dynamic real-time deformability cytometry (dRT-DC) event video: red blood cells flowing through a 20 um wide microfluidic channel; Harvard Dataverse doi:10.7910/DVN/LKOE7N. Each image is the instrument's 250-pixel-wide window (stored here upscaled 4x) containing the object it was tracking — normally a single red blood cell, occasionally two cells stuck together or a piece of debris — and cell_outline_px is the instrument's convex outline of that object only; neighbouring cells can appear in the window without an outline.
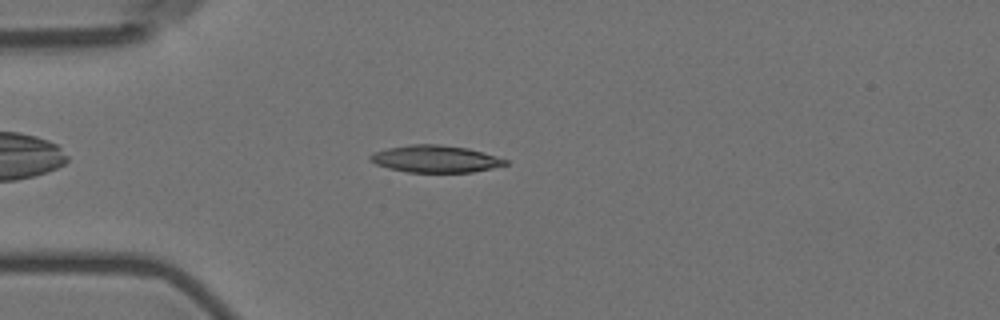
{"species": "Egyptian fruit bat (a non-hibernating species)", "species_latin": "Rousettus aegyptiacus", "temperature_condition": "room temperature", "stored_images_in_passage": 9, "camera_frame_rate_fps": 3000, "um_per_image_px": 0.085, "animal": {"sex": "female"}, "frame": {"image": 1, "passage_image": 2, "time_ms": 1.333, "image_size_px": [1000, 320], "cell_outline_px": [[508, 164], [492, 168], [472, 172], [408, 172], [388, 168], [376, 164], [368, 160], [368, 156], [372, 152], [388, 148], [408, 144], [440, 144], [468, 148], [496, 156], [508, 160]], "centroid_in_image_um": [36.97, 13.5], "position_along_channel_um": 48.0, "area_um2": 21.44}}
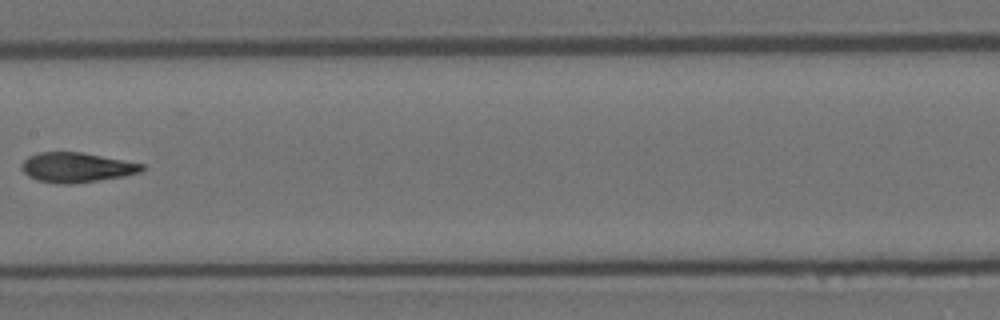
{"frame": {"image": 2, "passage_image": 6, "time_ms": 6.0, "image_size_px": [1000, 320], "cell_outline_px": [[144, 168], [140, 172], [124, 176], [72, 184], [56, 184], [36, 180], [28, 176], [20, 168], [20, 164], [28, 156], [40, 152], [84, 152], [144, 164]], "centroid_in_image_um": [6.47, 14.23], "position_along_channel_um": 200.9, "area_um2": 21.04}}
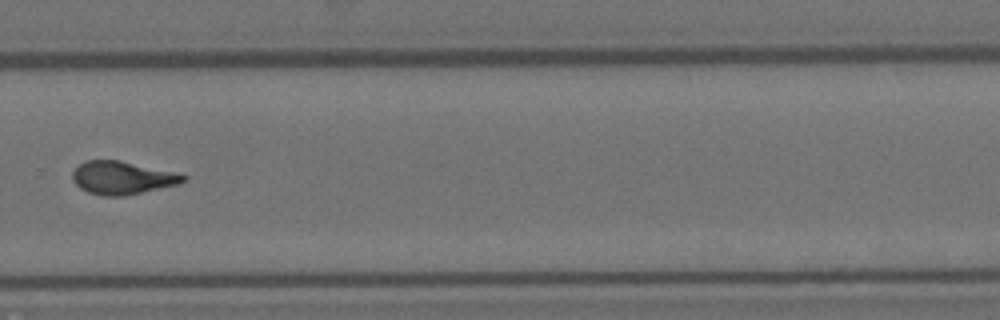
{"frame": {"image": 3, "passage_image": 9, "time_ms": 9.333, "image_size_px": [1000, 320], "cell_outline_px": [[188, 176], [184, 180], [176, 184], [124, 196], [100, 196], [88, 192], [80, 188], [72, 180], [72, 172], [84, 160], [120, 160]], "centroid_in_image_um": [10.3, 15.11], "position_along_channel_um": 319.5, "area_um2": 20.92}}